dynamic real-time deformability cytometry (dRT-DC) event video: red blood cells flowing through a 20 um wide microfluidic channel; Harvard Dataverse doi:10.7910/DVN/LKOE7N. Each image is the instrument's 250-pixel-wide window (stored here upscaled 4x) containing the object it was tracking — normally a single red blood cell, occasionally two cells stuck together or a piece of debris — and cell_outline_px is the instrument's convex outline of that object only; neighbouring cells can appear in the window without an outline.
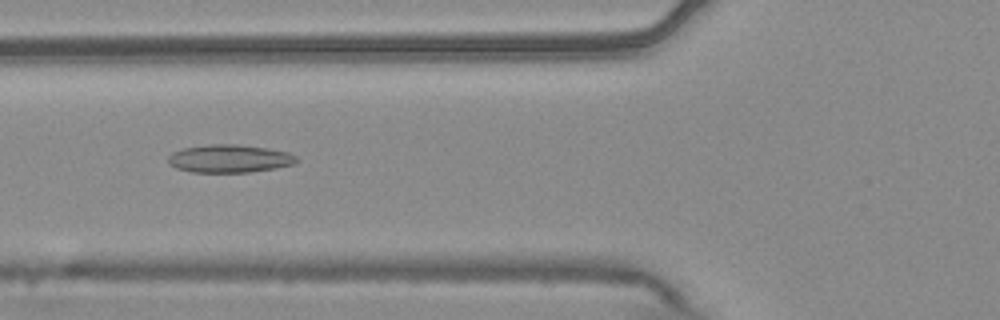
{"species": "common noctule bat (a hibernating species)", "species_latin": "Nyctalus noctula", "temperature_condition": "warm", "stored_images_in_passage": 39, "camera_frame_rate_fps": 3000, "um_per_image_px": 0.085, "animal": {"sex": "male", "body_mass_g": 20.4}, "frame": {"image": 1, "passage_image": 6, "time_ms": 1.667, "image_size_px": [1000, 320], "cell_outline_px": [[296, 160], [292, 164], [276, 168], [248, 172], [192, 172], [176, 168], [168, 160], [168, 156], [172, 152], [184, 148], [208, 144], [236, 144], [268, 148], [288, 152], [296, 156]], "centroid_in_image_um": [19.49, 13.47], "position_along_channel_um": 106.3, "area_um2": 20.75}}
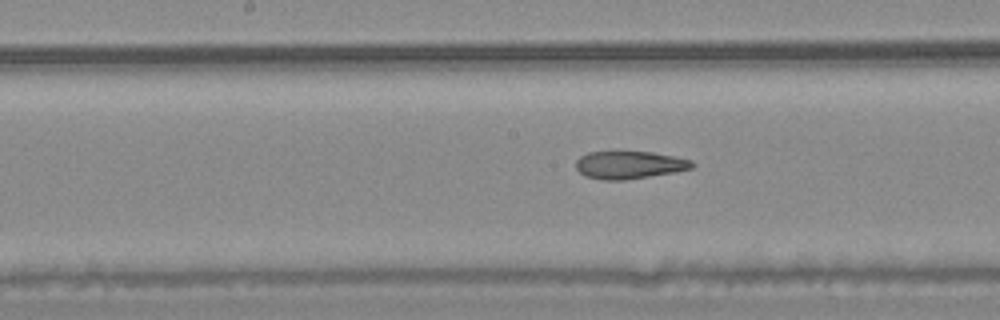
{"frame": {"image": 2, "passage_image": 13, "time_ms": 4.0, "image_size_px": [1000, 320], "cell_outline_px": [[696, 164], [692, 168], [676, 172], [624, 180], [604, 180], [584, 176], [576, 168], [576, 160], [580, 156], [588, 152], [652, 152], [692, 160]], "centroid_in_image_um": [53.5, 14.02], "position_along_channel_um": 194.7, "area_um2": 18.73}}
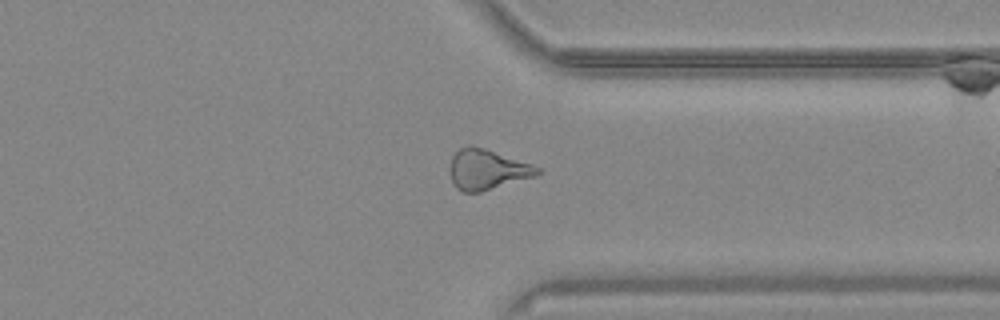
{"frame": {"image": 3, "passage_image": 27, "time_ms": 8.667, "image_size_px": [1000, 320], "cell_outline_px": [[540, 172], [536, 176], [480, 192], [464, 192], [456, 188], [452, 180], [448, 168], [452, 156], [460, 148], [472, 144], [532, 164], [540, 168]], "centroid_in_image_um": [41.38, 14.4], "position_along_channel_um": 370.0, "area_um2": 20.52}, "authors_computed_cell_mechanics": {"area_um2": 19.9988, "velocity_mm_per_s": 3.7762, "shape_relaxation_time_tau1_ms": null, "shape_relaxation_time_tau2_ms": 2.2514, "deformation_change_tau1": null, "deformation_change_tau2": 0.1122}}